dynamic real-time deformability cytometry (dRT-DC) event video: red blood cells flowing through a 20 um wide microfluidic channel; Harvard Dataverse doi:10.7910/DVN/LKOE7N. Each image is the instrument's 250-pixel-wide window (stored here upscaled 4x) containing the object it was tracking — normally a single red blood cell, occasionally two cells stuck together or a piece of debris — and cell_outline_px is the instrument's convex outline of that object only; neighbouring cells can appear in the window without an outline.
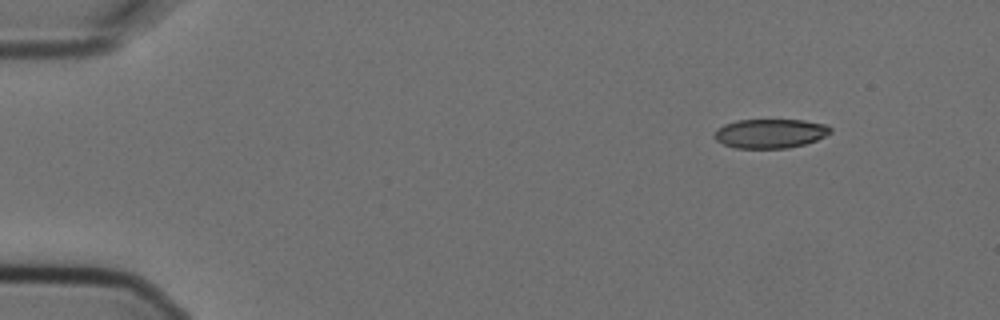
{"species": "Egyptian fruit bat (a non-hibernating species)", "species_latin": "Rousettus aegyptiacus", "temperature_condition": "cold", "stored_images_in_passage": 6, "segment_of_instrument_passage": [2, 2], "camera_frame_rate_fps": 3000, "um_per_image_px": 0.085, "animal": {"sex": "female"}, "frame": {"image": 1, "passage_image": 6, "time_ms": 1.667, "image_size_px": [1000, 320], "cell_outline_px": [[832, 132], [816, 140], [804, 144], [788, 148], [736, 148], [724, 144], [716, 140], [712, 136], [716, 128], [724, 124], [736, 120], [804, 120], [824, 124], [832, 128]], "centroid_in_image_um": [65.43, 11.34], "position_along_channel_um": 19.6, "area_um2": 19.83}}